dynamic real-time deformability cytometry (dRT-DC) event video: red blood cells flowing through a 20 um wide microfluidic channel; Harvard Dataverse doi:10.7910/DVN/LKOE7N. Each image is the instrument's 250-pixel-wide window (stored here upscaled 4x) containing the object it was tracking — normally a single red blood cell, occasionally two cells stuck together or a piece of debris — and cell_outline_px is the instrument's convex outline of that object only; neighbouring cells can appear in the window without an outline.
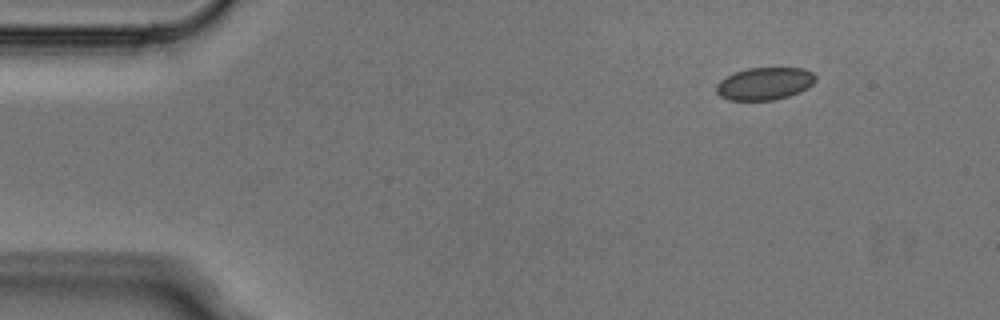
{"species": "Egyptian fruit bat (a non-hibernating species)", "species_latin": "Rousettus aegyptiacus", "temperature_condition": "cold", "stored_images_in_passage": 3, "camera_frame_rate_fps": 3000, "um_per_image_px": 0.085, "animal": {"sex": "male"}, "frame": {"image": 1, "passage_image": 1, "time_ms": 0.0, "image_size_px": [1000, 320], "cell_outline_px": [[816, 80], [808, 88], [800, 92], [788, 96], [772, 100], [728, 100], [720, 96], [716, 92], [716, 84], [720, 80], [736, 72], [748, 68], [804, 68], [812, 72], [816, 76]], "centroid_in_image_um": [65.0, 7.11], "position_along_channel_um": 20.0, "area_um2": 18.79}}
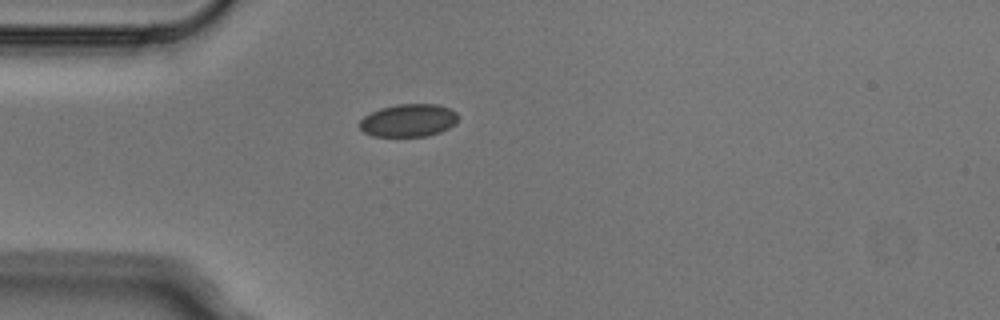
{"frame": {"image": 2, "passage_image": 3, "time_ms": 0.667, "image_size_px": [1000, 320], "cell_outline_px": [[456, 124], [440, 132], [428, 136], [372, 136], [364, 132], [360, 128], [360, 120], [364, 116], [380, 108], [396, 104], [436, 104], [448, 108], [456, 112]], "centroid_in_image_um": [34.71, 10.23], "position_along_channel_um": 50.3, "area_um2": 18.73}}